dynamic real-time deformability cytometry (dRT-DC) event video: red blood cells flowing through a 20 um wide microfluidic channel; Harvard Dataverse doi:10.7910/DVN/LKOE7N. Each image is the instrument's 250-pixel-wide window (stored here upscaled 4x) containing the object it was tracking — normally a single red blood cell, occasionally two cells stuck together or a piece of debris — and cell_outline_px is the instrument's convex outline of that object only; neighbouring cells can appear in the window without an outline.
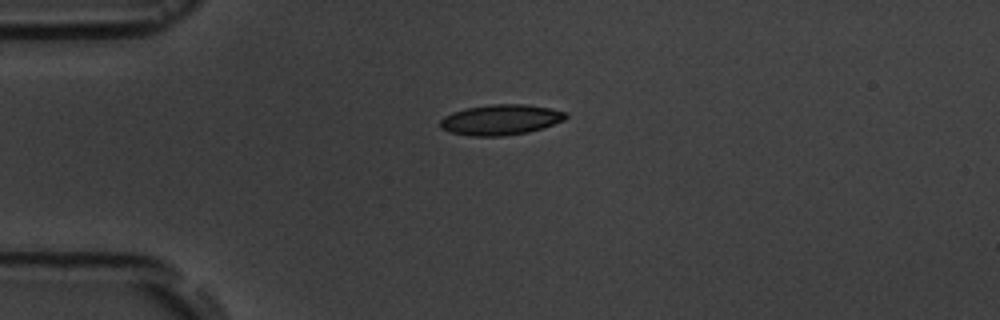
{"species": "common noctule bat (a hibernating species)", "species_latin": "Nyctalus noctula", "temperature_condition": "room temperature", "stored_images_in_passage": 5, "camera_frame_rate_fps": 3000, "um_per_image_px": 0.085, "animal": {"sex": "male", "body_mass_g": 19.5, "forearm_length_mm": 54.6}, "frame": {"image": 1, "passage_image": 1, "time_ms": 0.0, "image_size_px": [1000, 320], "cell_outline_px": [[568, 116], [564, 120], [528, 132], [500, 136], [472, 136], [448, 132], [440, 128], [440, 120], [444, 116], [452, 112], [468, 108], [492, 104], [524, 104], [548, 108], [568, 112]], "centroid_in_image_um": [42.53, 10.18], "position_along_channel_um": 42.5, "area_um2": 22.14}}
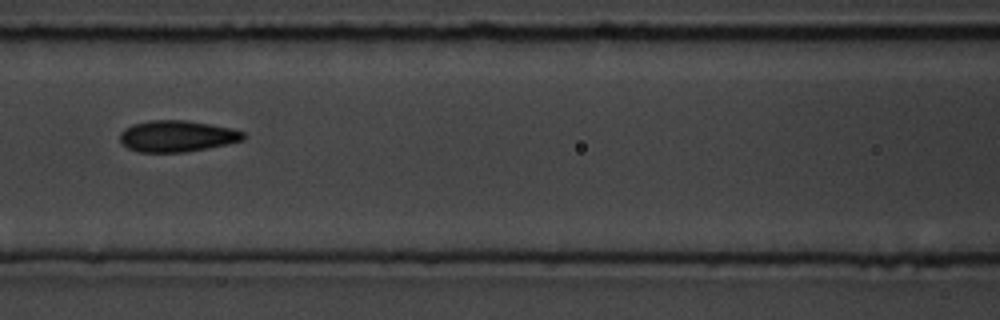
{"frame": {"image": 2, "passage_image": 4, "time_ms": 3.667, "image_size_px": [1000, 320], "cell_outline_px": [[244, 140], [228, 144], [184, 152], [140, 152], [128, 148], [120, 140], [120, 132], [124, 128], [132, 124], [152, 120], [184, 120], [232, 128], [244, 132]], "centroid_in_image_um": [15.04, 11.57], "position_along_channel_um": 151.6, "area_um2": 22.43}}
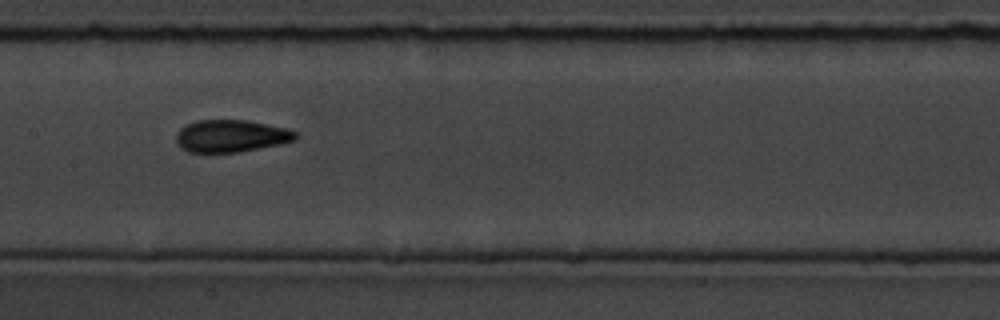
{"frame": {"image": 3, "passage_image": 5, "time_ms": 4.667, "image_size_px": [1000, 320], "cell_outline_px": [[300, 136], [296, 140], [280, 144], [240, 152], [188, 152], [180, 148], [176, 140], [176, 132], [180, 128], [196, 120], [248, 120], [288, 128], [296, 132]], "centroid_in_image_um": [19.66, 11.55], "position_along_channel_um": 187.7, "area_um2": 22.72}}